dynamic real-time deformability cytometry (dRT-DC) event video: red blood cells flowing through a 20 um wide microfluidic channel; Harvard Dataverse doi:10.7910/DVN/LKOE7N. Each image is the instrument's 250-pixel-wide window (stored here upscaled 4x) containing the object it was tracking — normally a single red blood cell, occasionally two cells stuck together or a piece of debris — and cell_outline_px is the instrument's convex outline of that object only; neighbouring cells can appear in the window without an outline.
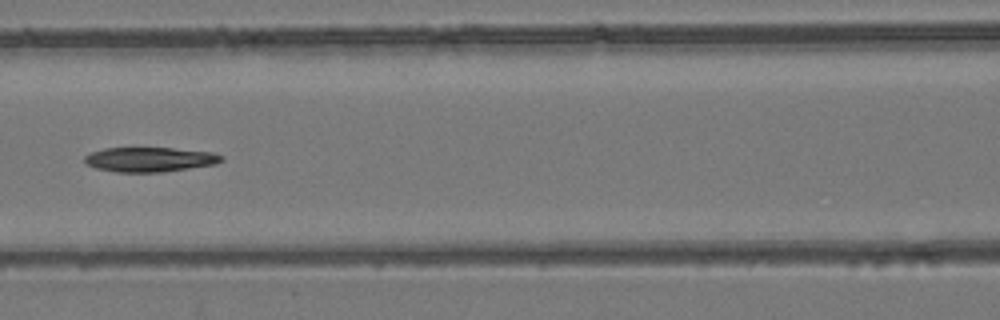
{"species": "common noctule bat (a hibernating species)", "species_latin": "Nyctalus noctula", "temperature_condition": "room temperature", "stored_images_in_passage": 8, "camera_frame_rate_fps": 3000, "um_per_image_px": 0.085, "animal": {"sex": "female", "body_mass_g": 24.6, "forearm_length_mm": 56.2}, "frame": {"image": 1, "passage_image": 7, "time_ms": 2.0, "image_size_px": [1000, 320], "cell_outline_px": [[224, 160], [216, 164], [164, 172], [116, 172], [96, 168], [84, 164], [84, 156], [92, 152], [104, 148], [172, 148], [212, 152], [224, 156]], "centroid_in_image_um": [12.73, 13.56], "position_along_channel_um": 153.9, "area_um2": 19.77}}
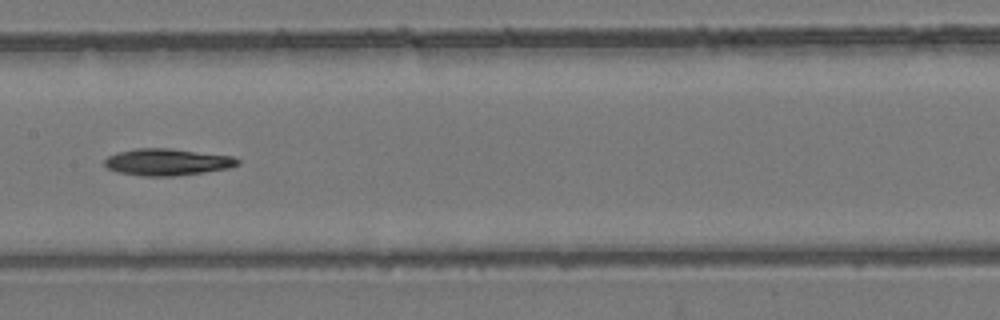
{"frame": {"image": 2, "passage_image": 8, "time_ms": 2.333, "image_size_px": [1000, 320], "cell_outline_px": [[240, 164], [228, 168], [204, 172], [176, 176], [140, 176], [116, 172], [108, 168], [104, 164], [104, 160], [108, 156], [116, 152], [136, 148], [168, 148], [232, 156], [240, 160]], "centroid_in_image_um": [14.18, 13.77], "position_along_channel_um": 193.2, "area_um2": 20.87}}